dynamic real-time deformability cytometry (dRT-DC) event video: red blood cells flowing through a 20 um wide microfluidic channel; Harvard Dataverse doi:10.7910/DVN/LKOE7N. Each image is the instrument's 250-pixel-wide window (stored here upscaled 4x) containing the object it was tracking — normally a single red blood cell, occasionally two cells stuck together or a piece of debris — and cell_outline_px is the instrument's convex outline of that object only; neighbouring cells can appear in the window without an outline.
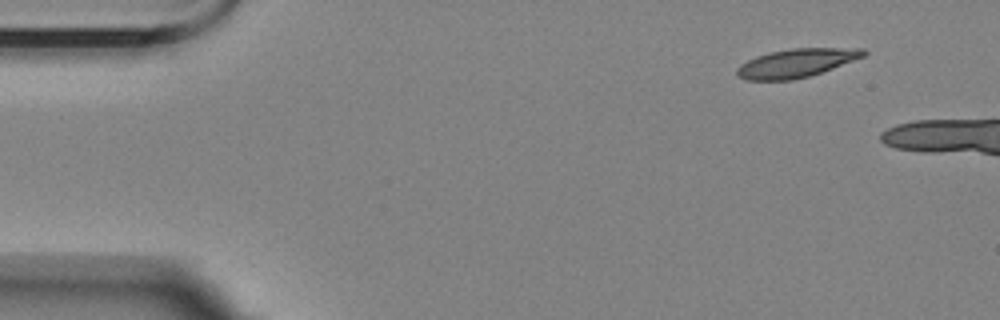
{"species": "Egyptian fruit bat (a non-hibernating species)", "species_latin": "Rousettus aegyptiacus", "temperature_condition": "room temperature", "stored_images_in_passage": 3, "camera_frame_rate_fps": 3000, "um_per_image_px": 0.085, "animal": {"sex": "female"}, "frame": {"image": 1, "passage_image": 1, "time_ms": 0.0, "image_size_px": [1000, 320], "cell_outline_px": [[868, 52], [864, 56], [832, 68], [808, 76], [792, 80], [748, 80], [736, 76], [736, 68], [740, 64], [756, 56], [768, 52], [792, 48], [864, 48]], "centroid_in_image_um": [67.65, 5.35], "position_along_channel_um": 17.3, "area_um2": 20.98}}